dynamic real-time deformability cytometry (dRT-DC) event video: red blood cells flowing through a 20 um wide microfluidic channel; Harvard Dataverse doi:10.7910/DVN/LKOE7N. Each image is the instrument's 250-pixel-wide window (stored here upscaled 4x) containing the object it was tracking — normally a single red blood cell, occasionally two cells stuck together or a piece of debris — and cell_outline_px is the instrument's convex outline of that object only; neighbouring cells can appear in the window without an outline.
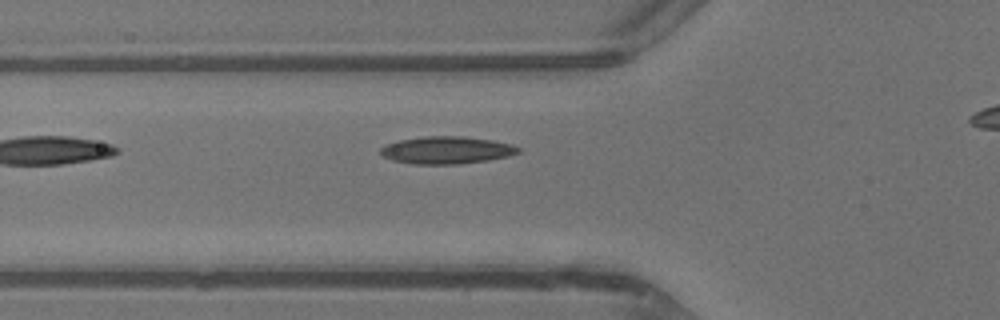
{"species": "common noctule bat (a hibernating species)", "species_latin": "Nyctalus noctula", "temperature_condition": "warm", "stored_images_in_passage": 4, "segment_of_instrument_passage": [1, 2], "camera_frame_rate_fps": 3000, "um_per_image_px": 0.085, "animal": {"sex": "male", "body_mass_g": 13.3}, "frame": {"image": 1, "passage_image": 3, "time_ms": 2.333, "image_size_px": [1000, 320], "cell_outline_px": [[520, 152], [508, 156], [488, 160], [456, 164], [412, 164], [392, 160], [384, 156], [380, 152], [380, 148], [384, 144], [400, 140], [424, 136], [464, 136], [492, 140], [512, 144], [520, 148]], "centroid_in_image_um": [37.95, 12.75], "position_along_channel_um": 87.8, "area_um2": 22.02}}